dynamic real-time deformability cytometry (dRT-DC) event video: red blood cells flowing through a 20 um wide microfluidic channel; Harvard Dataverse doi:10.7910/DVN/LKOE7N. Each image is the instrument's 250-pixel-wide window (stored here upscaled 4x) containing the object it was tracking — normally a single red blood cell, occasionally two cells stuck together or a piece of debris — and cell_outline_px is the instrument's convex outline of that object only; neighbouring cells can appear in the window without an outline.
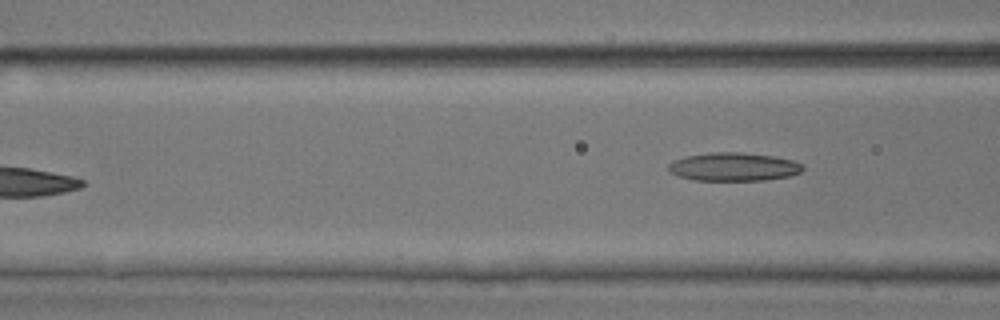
{"species": "common noctule bat (a hibernating species)", "species_latin": "Nyctalus noctula", "temperature_condition": "room temperature", "stored_images_in_passage": 6, "camera_frame_rate_fps": 3000, "um_per_image_px": 0.085, "animal": {"sex": "male", "body_mass_g": 17.9, "forearm_length_mm": 54.2}, "frame": {"image": 1, "passage_image": 6, "time_ms": 1.667, "image_size_px": [1000, 320], "cell_outline_px": [[804, 168], [800, 172], [788, 176], [768, 180], [692, 180], [676, 176], [668, 172], [668, 164], [672, 160], [684, 156], [712, 152], [740, 152], [776, 156], [792, 160], [804, 164]], "centroid_in_image_um": [62.32, 14.17], "position_along_channel_um": 104.3, "area_um2": 22.54}}